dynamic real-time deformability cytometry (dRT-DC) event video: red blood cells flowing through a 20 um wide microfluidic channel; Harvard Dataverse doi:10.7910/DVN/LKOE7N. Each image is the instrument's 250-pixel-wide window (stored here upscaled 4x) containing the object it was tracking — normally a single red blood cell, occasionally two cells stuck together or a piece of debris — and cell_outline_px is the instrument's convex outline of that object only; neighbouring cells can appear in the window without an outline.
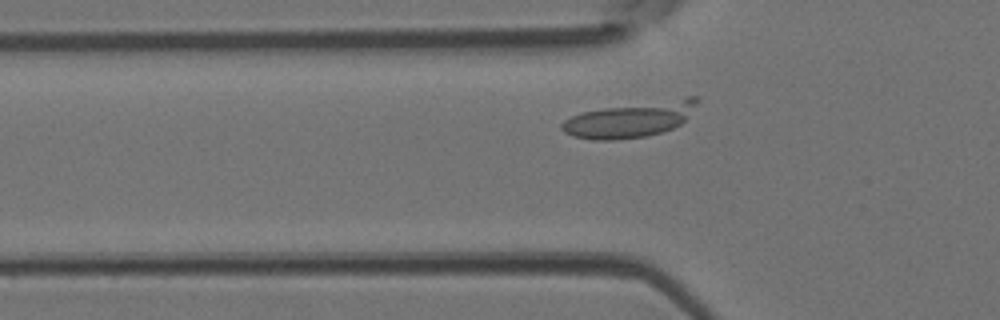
{"species": "Egyptian fruit bat (a non-hibernating species)", "species_latin": "Rousettus aegyptiacus", "temperature_condition": "room temperature", "stored_images_in_passage": 23, "camera_frame_rate_fps": 3000, "um_per_image_px": 0.085, "animal": {"sex": "female"}, "frame": {"image": 1, "passage_image": 3, "time_ms": 0.667, "image_size_px": [1000, 320], "cell_outline_px": [[700, 100], [684, 120], [680, 124], [672, 128], [660, 132], [644, 136], [612, 140], [592, 140], [572, 136], [564, 132], [560, 128], [560, 124], [564, 120], [572, 116], [584, 112], [604, 108], [688, 96], [696, 96]], "centroid_in_image_um": [53.55, 10.16], "position_along_channel_um": 72.3, "area_um2": 27.46}}
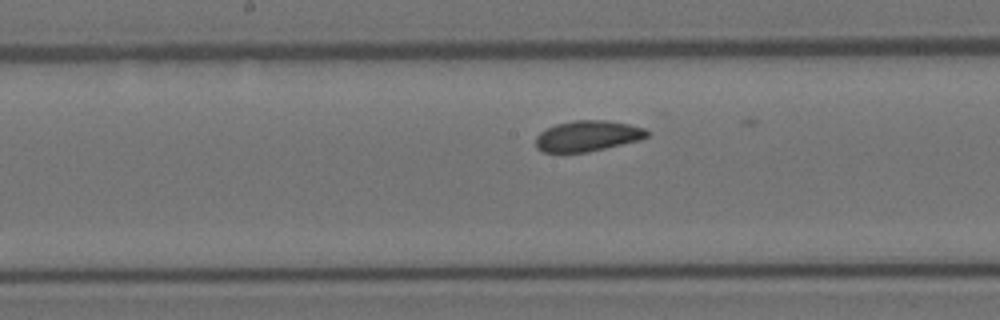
{"frame": {"image": 2, "passage_image": 12, "time_ms": 3.667, "image_size_px": [1000, 320], "cell_outline_px": [[648, 136], [640, 140], [588, 152], [540, 152], [536, 148], [536, 136], [540, 132], [556, 124], [572, 120], [604, 120], [628, 124], [644, 128], [648, 132]], "centroid_in_image_um": [49.92, 11.56], "position_along_channel_um": 198.3, "area_um2": 19.88}}
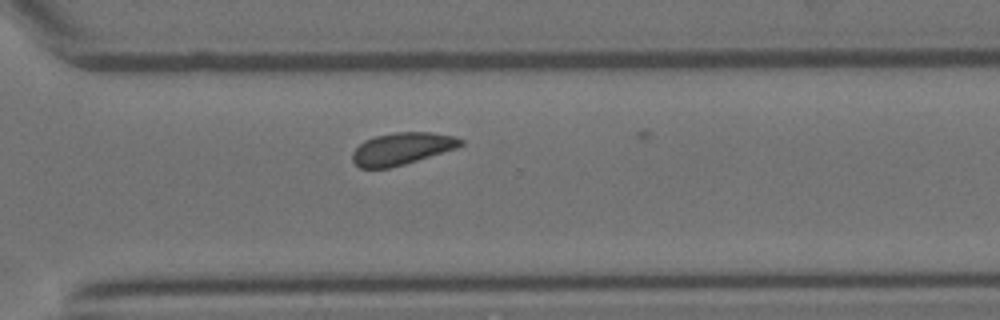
{"frame": {"image": 3, "passage_image": 22, "time_ms": 7.0, "image_size_px": [1000, 320], "cell_outline_px": [[464, 144], [456, 148], [392, 168], [360, 168], [352, 160], [352, 152], [364, 140], [376, 136], [396, 132], [432, 132], [456, 136], [464, 140]], "centroid_in_image_um": [34.18, 12.63], "position_along_channel_um": 336.4, "area_um2": 20.29}}